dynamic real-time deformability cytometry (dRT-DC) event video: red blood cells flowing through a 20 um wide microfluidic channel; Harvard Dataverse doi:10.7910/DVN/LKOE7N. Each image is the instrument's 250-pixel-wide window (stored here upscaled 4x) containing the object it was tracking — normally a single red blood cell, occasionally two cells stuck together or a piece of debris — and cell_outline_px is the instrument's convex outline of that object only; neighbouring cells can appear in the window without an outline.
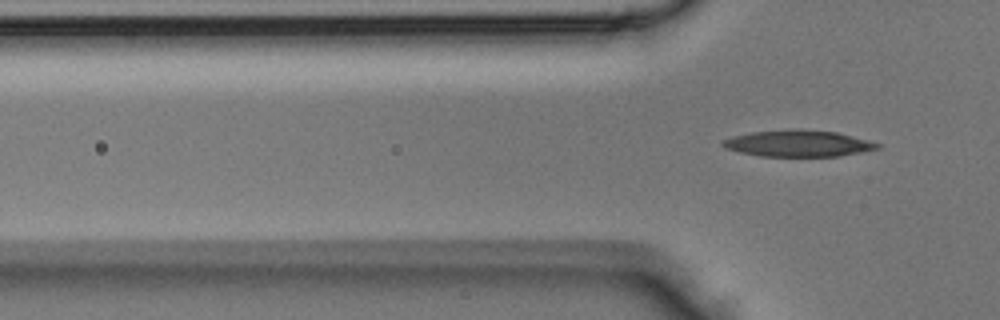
{"species": "Egyptian fruit bat (a non-hibernating species)", "species_latin": "Rousettus aegyptiacus", "temperature_condition": "room temperature", "stored_images_in_passage": 8, "segment_of_instrument_passage": [2, 2], "camera_frame_rate_fps": 3000, "um_per_image_px": 0.085, "animal": {"sex": "male"}, "frame": {"image": 1, "passage_image": 8, "time_ms": 2.333, "image_size_px": [1000, 320], "cell_outline_px": [[880, 148], [864, 152], [840, 156], [760, 156], [740, 152], [724, 148], [720, 144], [724, 140], [732, 136], [752, 132], [796, 128], [836, 132], [868, 140], [880, 144]], "centroid_in_image_um": [67.85, 12.19], "position_along_channel_um": 58.0, "area_um2": 23.93}}